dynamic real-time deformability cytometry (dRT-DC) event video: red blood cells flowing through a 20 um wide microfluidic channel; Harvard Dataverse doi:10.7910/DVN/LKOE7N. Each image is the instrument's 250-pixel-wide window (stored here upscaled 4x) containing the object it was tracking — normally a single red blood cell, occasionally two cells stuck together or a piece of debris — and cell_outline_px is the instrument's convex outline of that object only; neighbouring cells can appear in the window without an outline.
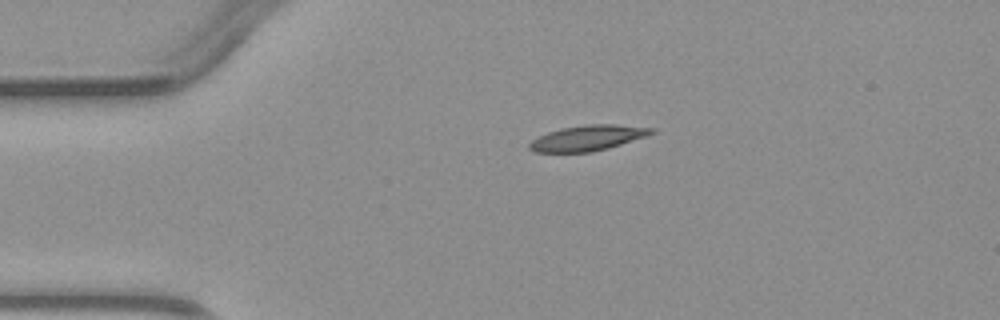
{"species": "common noctule bat (a hibernating species)", "species_latin": "Nyctalus noctula", "temperature_condition": "warm", "stored_images_in_passage": 2, "camera_frame_rate_fps": 3000, "um_per_image_px": 0.085, "animal": {"sex": "male", "body_mass_g": 23.1, "forearm_length_mm": 52.7}, "frame": {"image": 1, "passage_image": 1, "time_ms": 0.0, "image_size_px": [1000, 320], "cell_outline_px": [[656, 132], [608, 148], [592, 152], [536, 152], [528, 148], [528, 144], [532, 140], [548, 132], [564, 128], [588, 124], [616, 124], [656, 128]], "centroid_in_image_um": [49.96, 11.72], "position_along_channel_um": 35.0, "area_um2": 17.86}}